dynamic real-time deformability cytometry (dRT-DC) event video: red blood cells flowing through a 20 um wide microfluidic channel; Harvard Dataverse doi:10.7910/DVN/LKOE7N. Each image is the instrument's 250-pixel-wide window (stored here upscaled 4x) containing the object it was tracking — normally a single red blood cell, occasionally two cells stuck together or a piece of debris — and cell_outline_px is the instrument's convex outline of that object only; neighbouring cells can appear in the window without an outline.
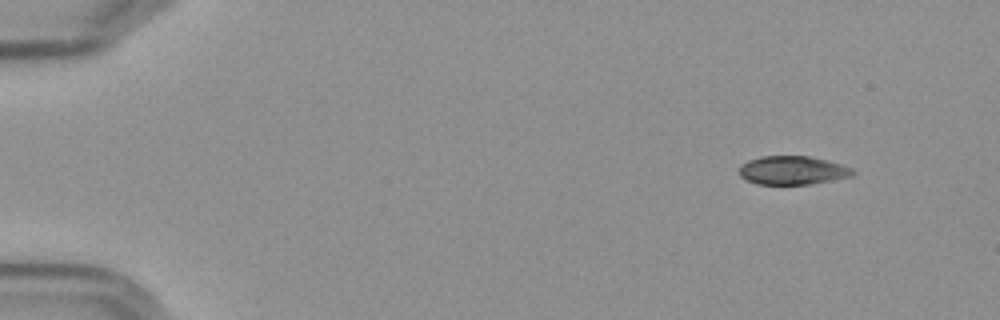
{"species": "Egyptian fruit bat (a non-hibernating species)", "species_latin": "Rousettus aegyptiacus", "temperature_condition": "cold", "stored_images_in_passage": 33, "camera_frame_rate_fps": 3000, "um_per_image_px": 0.085, "frame": {"image": 1, "passage_image": 1, "time_ms": 0.0, "image_size_px": [1000, 320], "cell_outline_px": [[856, 172], [852, 176], [832, 180], [808, 184], [756, 184], [740, 176], [740, 164], [748, 160], [760, 156], [808, 156], [828, 160], [852, 168]], "centroid_in_image_um": [67.36, 14.47], "position_along_channel_um": 17.6, "area_um2": 18.9}}
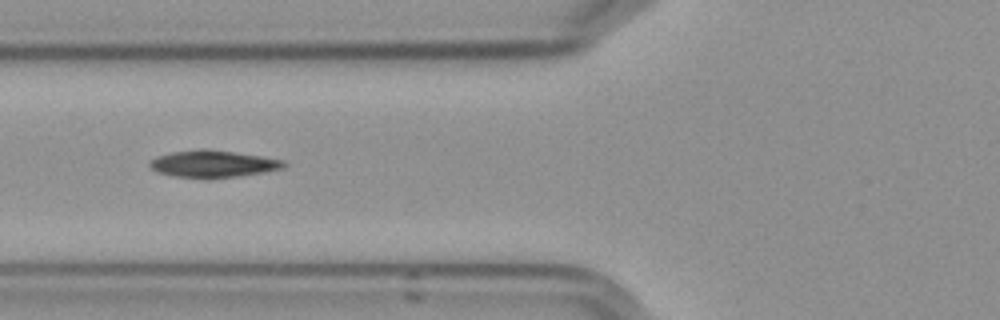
{"frame": {"image": 2, "passage_image": 18, "time_ms": 5.667, "image_size_px": [1000, 320], "cell_outline_px": [[288, 164], [284, 168], [236, 176], [172, 176], [156, 172], [148, 164], [156, 156], [172, 152], [200, 148], [208, 148], [260, 156], [284, 160]], "centroid_in_image_um": [18.09, 13.88], "position_along_channel_um": 107.7, "area_um2": 20.52}}
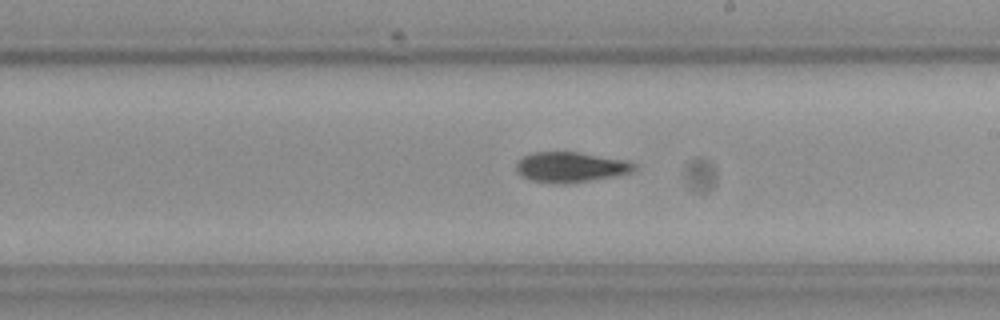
{"frame": {"image": 3, "passage_image": 29, "time_ms": 9.333, "image_size_px": [1000, 320], "cell_outline_px": [[636, 168], [632, 172], [612, 176], [584, 180], [532, 180], [516, 172], [516, 160], [532, 152], [580, 152], [628, 160], [636, 164]], "centroid_in_image_um": [48.53, 14.13], "position_along_channel_um": 240.5, "area_um2": 19.83}}